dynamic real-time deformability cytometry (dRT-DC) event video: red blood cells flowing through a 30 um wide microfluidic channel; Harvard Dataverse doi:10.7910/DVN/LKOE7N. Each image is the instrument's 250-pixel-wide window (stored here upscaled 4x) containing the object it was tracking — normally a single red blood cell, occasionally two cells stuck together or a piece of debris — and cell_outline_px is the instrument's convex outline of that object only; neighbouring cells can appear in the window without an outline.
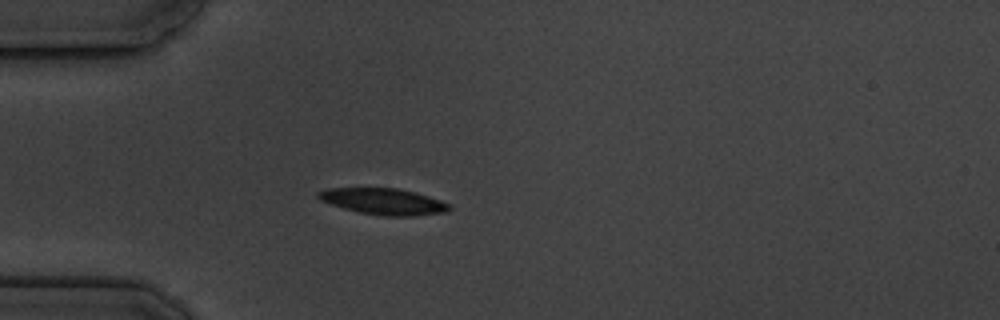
{"species": "common noctule bat (a hibernating species)", "species_latin": "Nyctalus noctula", "temperature_condition": "cold", "stored_images_in_passage": 1, "camera_frame_rate_fps": 3000, "um_per_image_px": 0.085, "animal": {"sex": "male", "body_mass_g": 19.5, "forearm_length_mm": 54.6}, "frame": {"image": 1, "passage_image": 1, "time_ms": 0.0, "image_size_px": [1000, 320], "cell_outline_px": [[452, 208], [444, 212], [412, 216], [380, 216], [360, 212], [344, 208], [320, 200], [316, 196], [316, 192], [328, 188], [396, 188], [416, 192], [452, 204]], "centroid_in_image_um": [32.61, 17.12], "position_along_channel_um": 52.4, "area_um2": 20.06}}